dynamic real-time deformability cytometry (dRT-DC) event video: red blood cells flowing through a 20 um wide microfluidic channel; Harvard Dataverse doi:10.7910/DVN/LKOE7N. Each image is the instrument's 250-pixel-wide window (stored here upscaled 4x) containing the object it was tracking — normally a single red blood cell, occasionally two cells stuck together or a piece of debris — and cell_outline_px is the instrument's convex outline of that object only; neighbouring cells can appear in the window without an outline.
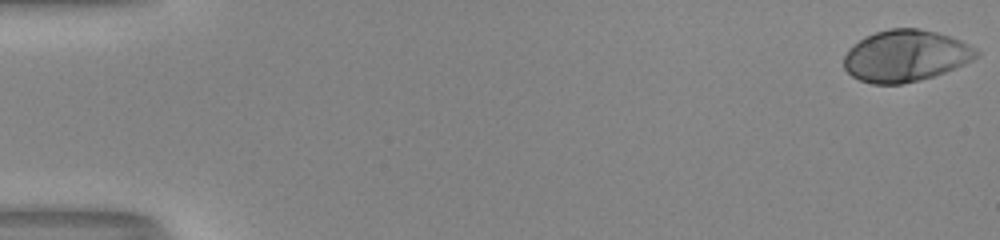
{"species": "human", "species_latin": "Homo sapiens", "temperature_condition": "room temperature", "stored_images_in_passage": 18, "camera_frame_rate_fps": 3000, "um_per_image_px": 0.085, "donor": {"sex": "male"}, "frame": {"image": 1, "passage_image": 1, "time_ms": 0.0, "image_size_px": [1000, 240], "cell_outline_px": [[980, 56], [964, 64], [944, 72], [920, 80], [900, 84], [872, 84], [860, 80], [852, 76], [844, 68], [844, 56], [848, 48], [864, 36], [888, 28], [920, 28], [936, 32], [960, 40], [976, 48], [980, 52]], "centroid_in_image_um": [76.96, 4.74], "position_along_channel_um": 8.0, "area_um2": 39.94}}
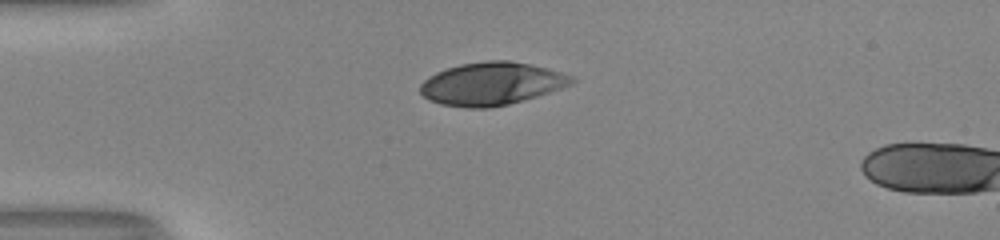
{"frame": {"image": 2, "passage_image": 15, "time_ms": 4.667, "image_size_px": [1000, 240], "cell_outline_px": [[576, 80], [572, 84], [524, 100], [508, 104], [488, 108], [464, 108], [440, 104], [428, 100], [420, 92], [420, 84], [424, 80], [436, 72], [460, 64], [488, 60], [508, 60], [528, 64], [560, 72], [572, 76]], "centroid_in_image_um": [41.74, 7.12], "position_along_channel_um": 43.3, "area_um2": 37.57}}